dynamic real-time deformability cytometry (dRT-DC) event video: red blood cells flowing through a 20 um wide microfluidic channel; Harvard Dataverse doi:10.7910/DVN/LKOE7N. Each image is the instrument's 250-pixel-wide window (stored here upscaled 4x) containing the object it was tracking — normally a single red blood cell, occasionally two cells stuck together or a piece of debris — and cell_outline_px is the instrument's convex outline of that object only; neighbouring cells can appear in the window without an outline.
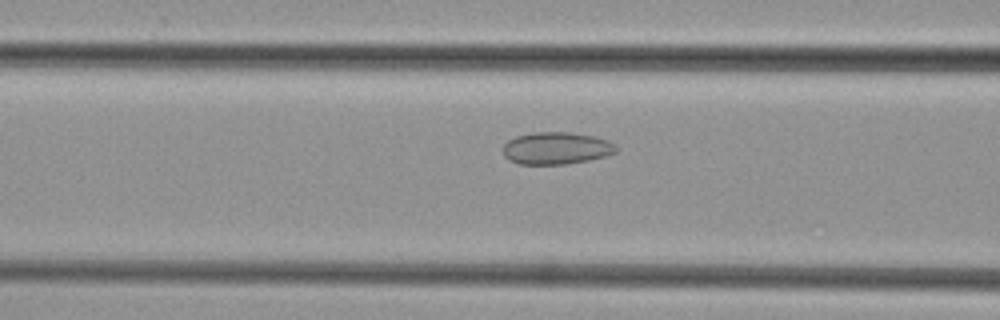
{"species": "common noctule bat (a hibernating species)", "species_latin": "Nyctalus noctula", "temperature_condition": "cold", "stored_images_in_passage": 39, "camera_frame_rate_fps": 3000, "um_per_image_px": 0.085, "animal": {"sex": "female", "body_mass_g": 29.2, "forearm_length_mm": 56.3}, "frame": {"image": 1, "passage_image": 14, "time_ms": 4.333, "image_size_px": [1000, 320], "cell_outline_px": [[616, 152], [604, 156], [588, 160], [564, 164], [520, 164], [508, 160], [504, 156], [504, 144], [508, 140], [516, 136], [536, 132], [568, 132], [596, 136], [608, 140], [616, 144]], "centroid_in_image_um": [47.29, 12.59], "position_along_channel_um": 119.3, "area_um2": 21.21}}
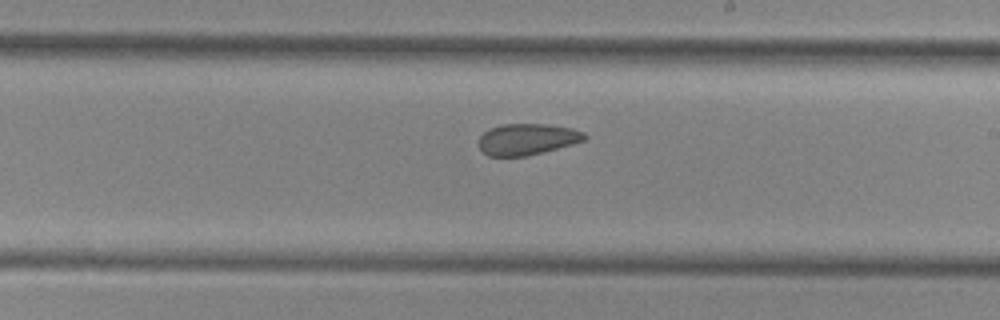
{"frame": {"image": 2, "passage_image": 23, "time_ms": 7.333, "image_size_px": [1000, 320], "cell_outline_px": [[588, 136], [584, 140], [572, 144], [544, 152], [528, 156], [488, 156], [480, 148], [480, 136], [488, 128], [500, 124], [548, 124], [572, 128], [584, 132]], "centroid_in_image_um": [44.82, 11.83], "position_along_channel_um": 244.2, "area_um2": 19.36}}
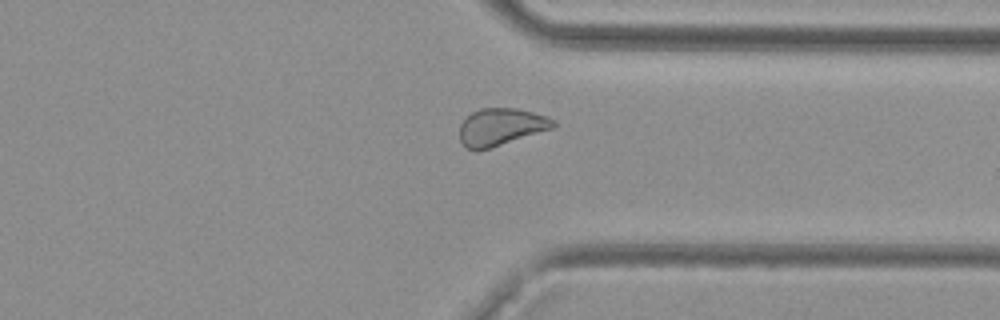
{"frame": {"image": 3, "passage_image": 32, "time_ms": 10.333, "image_size_px": [1000, 320], "cell_outline_px": [[556, 124], [552, 128], [476, 152], [464, 148], [460, 140], [460, 124], [472, 112], [480, 108], [516, 108], [548, 116], [556, 120]], "centroid_in_image_um": [42.55, 10.79], "position_along_channel_um": 368.9, "area_um2": 20.29}}